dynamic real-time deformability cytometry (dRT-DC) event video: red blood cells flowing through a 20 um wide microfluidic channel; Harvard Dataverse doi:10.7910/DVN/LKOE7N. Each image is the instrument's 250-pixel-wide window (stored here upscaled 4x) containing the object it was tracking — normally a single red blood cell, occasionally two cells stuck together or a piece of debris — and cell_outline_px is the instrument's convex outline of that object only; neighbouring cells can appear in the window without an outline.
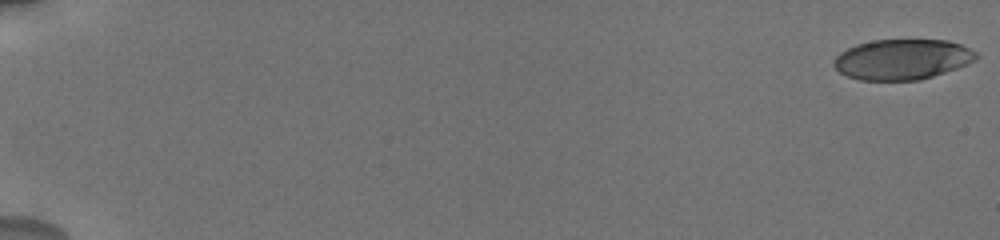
{"species": "human", "species_latin": "Homo sapiens", "temperature_condition": "cold", "stored_images_in_passage": 59, "camera_frame_rate_fps": 3000, "um_per_image_px": 0.085, "donor": {"sex": "male"}, "frame": {"image": 1, "passage_image": 1, "time_ms": 0.0, "image_size_px": [1000, 240], "cell_outline_px": [[980, 56], [976, 60], [956, 68], [920, 80], [860, 80], [848, 76], [840, 72], [832, 64], [836, 56], [840, 52], [856, 44], [872, 40], [948, 40], [960, 44], [976, 52]], "centroid_in_image_um": [76.68, 5.04], "position_along_channel_um": 8.3, "area_um2": 33.41}}
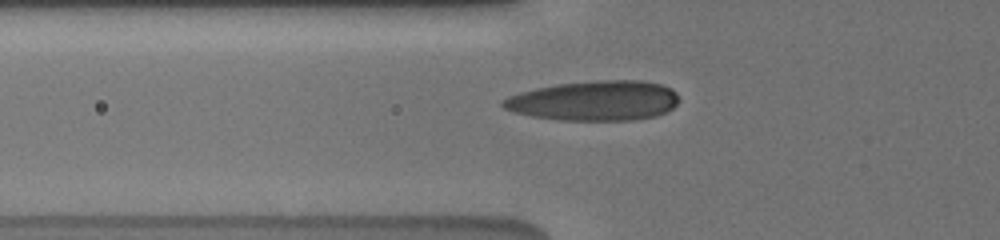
{"frame": {"image": 2, "passage_image": 26, "time_ms": 7.0, "image_size_px": [1000, 240], "cell_outline_px": [[680, 100], [672, 108], [656, 116], [632, 120], [556, 120], [532, 116], [512, 112], [504, 108], [500, 104], [500, 100], [508, 96], [520, 92], [536, 88], [556, 84], [600, 80], [644, 80], [660, 84], [672, 88], [676, 92]], "centroid_in_image_um": [50.51, 8.56], "position_along_channel_um": 75.3, "area_um2": 41.21}}
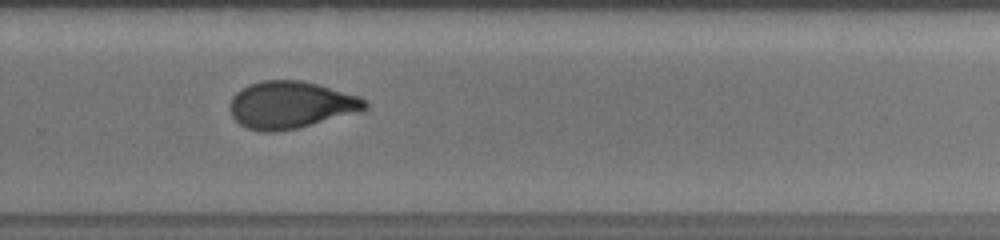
{"frame": {"image": 3, "passage_image": 46, "time_ms": 13.0, "image_size_px": [1000, 240], "cell_outline_px": [[368, 108], [360, 112], [296, 128], [276, 132], [260, 132], [244, 128], [232, 116], [232, 96], [236, 92], [248, 84], [264, 80], [300, 80], [316, 84], [360, 96], [368, 104]], "centroid_in_image_um": [24.72, 8.92], "position_along_channel_um": 305.1, "area_um2": 36.99}, "authors_computed_cell_mechanics": {"area_um2": 36.9342, "velocity_mm_per_s": 3.8475, "shape_relaxation_time_tau1_ms": 6.3279, "shape_relaxation_time_tau2_ms": 1.6445, "deformation_change_tau1": 0.1953, "deformation_change_tau2": 0.0752}}